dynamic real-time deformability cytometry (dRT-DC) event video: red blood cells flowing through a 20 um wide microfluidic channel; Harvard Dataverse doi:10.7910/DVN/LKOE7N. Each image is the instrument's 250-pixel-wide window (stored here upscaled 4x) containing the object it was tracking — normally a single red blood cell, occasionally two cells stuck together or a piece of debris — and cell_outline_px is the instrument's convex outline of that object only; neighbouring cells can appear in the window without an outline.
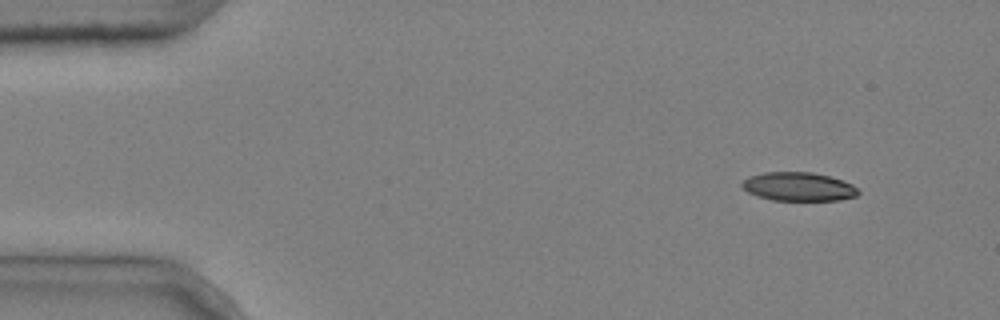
{"species": "common noctule bat (a hibernating species)", "species_latin": "Nyctalus noctula", "temperature_condition": "cold", "stored_images_in_passage": 5, "camera_frame_rate_fps": 3000, "um_per_image_px": 0.085, "animal": {"sex": "male", "body_mass_g": 20.4}, "frame": {"image": 1, "passage_image": 1, "time_ms": 0.0, "image_size_px": [1000, 320], "cell_outline_px": [[860, 192], [856, 196], [840, 200], [772, 200], [756, 196], [748, 192], [740, 184], [748, 176], [764, 172], [812, 172], [844, 180], [852, 184]], "centroid_in_image_um": [67.87, 15.86], "position_along_channel_um": 17.1, "area_um2": 19.48}}
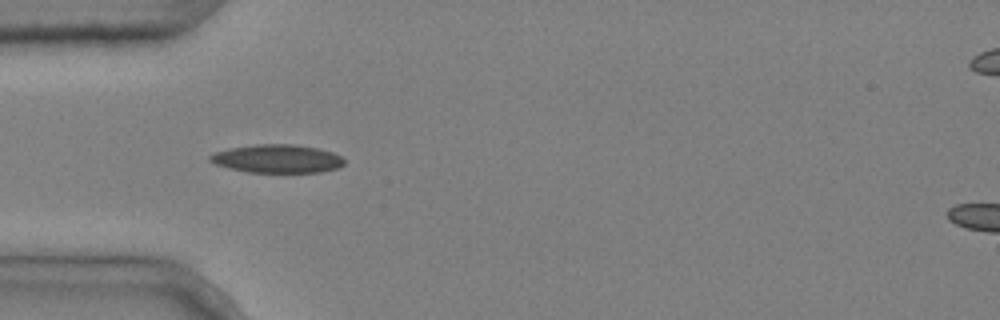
{"frame": {"image": 2, "passage_image": 4, "time_ms": 1.0, "image_size_px": [1000, 320], "cell_outline_px": [[344, 164], [336, 168], [320, 172], [248, 172], [228, 168], [216, 164], [208, 160], [208, 156], [216, 152], [232, 148], [256, 144], [296, 144], [316, 148], [332, 152], [340, 156], [344, 160]], "centroid_in_image_um": [23.55, 13.49], "position_along_channel_um": 61.4, "area_um2": 21.96}}